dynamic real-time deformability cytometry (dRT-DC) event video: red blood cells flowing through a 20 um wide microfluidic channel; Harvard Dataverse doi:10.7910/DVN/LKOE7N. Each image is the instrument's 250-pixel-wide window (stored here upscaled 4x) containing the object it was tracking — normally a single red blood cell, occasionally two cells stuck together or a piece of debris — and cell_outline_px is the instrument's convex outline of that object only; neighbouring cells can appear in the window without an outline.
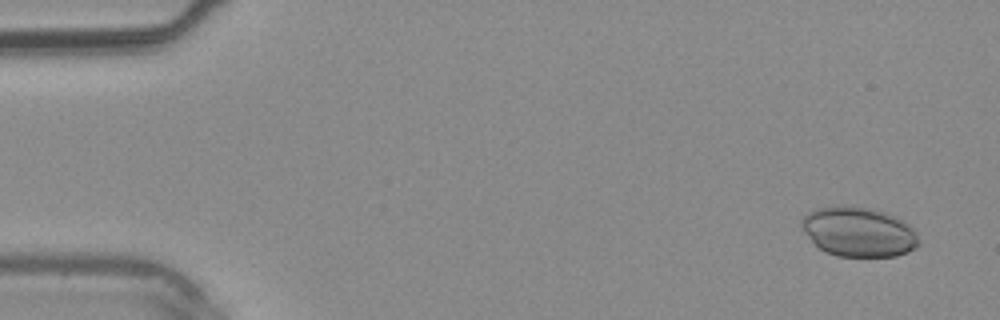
{"species": "common noctule bat (a hibernating species)", "species_latin": "Nyctalus noctula", "temperature_condition": "warm", "stored_images_in_passage": 4, "camera_frame_rate_fps": 3000, "um_per_image_px": 0.085, "animal": {"sex": "male", "body_mass_g": 20.4}, "frame": {"image": 1, "passage_image": 1, "time_ms": 0.0, "image_size_px": [1000, 320], "cell_outline_px": [[920, 244], [916, 248], [896, 256], [836, 256], [820, 248], [800, 228], [800, 220], [808, 212], [832, 204], [864, 208], [884, 212], [896, 216], [908, 224], [912, 228]], "centroid_in_image_um": [72.96, 19.7], "position_along_channel_um": 12.0, "area_um2": 33.7}}
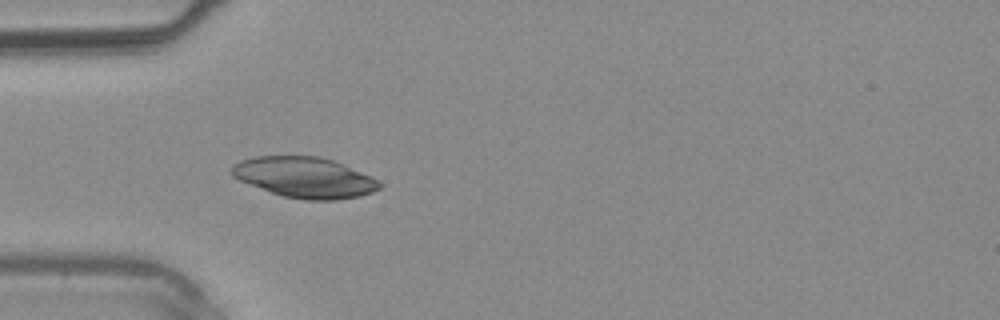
{"frame": {"image": 2, "passage_image": 4, "time_ms": 3.333, "image_size_px": [1000, 320], "cell_outline_px": [[384, 184], [380, 188], [372, 192], [360, 196], [336, 200], [304, 200], [284, 196], [272, 192], [240, 180], [232, 176], [228, 172], [240, 160], [256, 156], [320, 156], [332, 160], [372, 176]], "centroid_in_image_um": [25.92, 15.08], "position_along_channel_um": 59.1, "area_um2": 34.85}}